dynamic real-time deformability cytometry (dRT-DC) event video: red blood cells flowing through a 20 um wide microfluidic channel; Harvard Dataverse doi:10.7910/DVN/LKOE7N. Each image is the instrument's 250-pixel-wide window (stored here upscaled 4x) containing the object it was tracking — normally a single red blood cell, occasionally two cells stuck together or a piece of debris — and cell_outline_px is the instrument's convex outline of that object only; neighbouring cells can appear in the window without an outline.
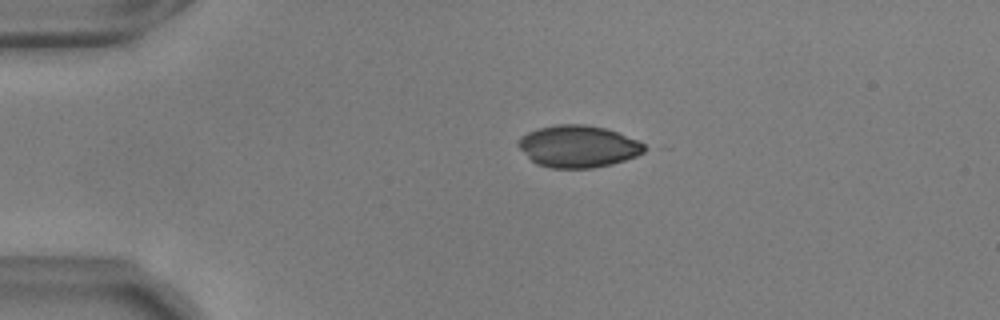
{"species": "common noctule bat (a hibernating species)", "species_latin": "Nyctalus noctula", "temperature_condition": "warm", "stored_images_in_passage": 37, "camera_frame_rate_fps": 3000, "um_per_image_px": 0.085, "animal": {"sex": "male", "body_mass_g": 17.9, "forearm_length_mm": 54.2}, "frame": {"image": 1, "passage_image": 1, "time_ms": 0.0, "image_size_px": [1000, 320], "cell_outline_px": [[644, 152], [636, 156], [612, 164], [592, 168], [548, 168], [536, 164], [516, 144], [528, 132], [536, 128], [556, 124], [584, 124], [604, 128], [616, 132], [636, 140], [644, 144]], "centroid_in_image_um": [49.12, 12.45], "position_along_channel_um": 35.9, "area_um2": 30.58}}
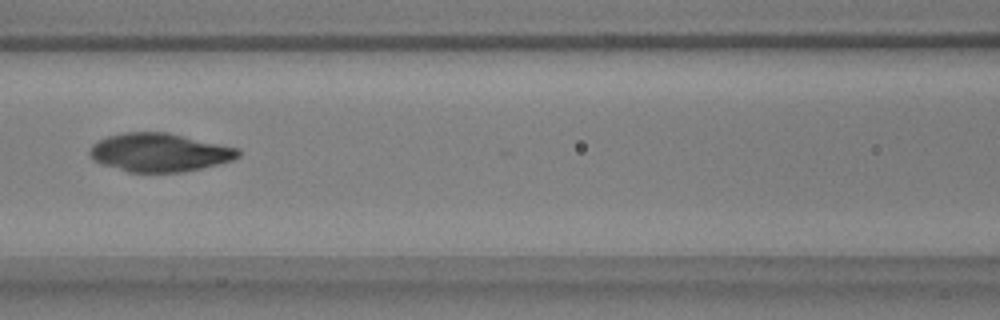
{"frame": {"image": 2, "passage_image": 14, "time_ms": 4.333, "image_size_px": [1000, 320], "cell_outline_px": [[240, 156], [232, 160], [200, 168], [180, 172], [128, 172], [100, 164], [92, 160], [88, 152], [92, 144], [108, 136], [124, 132], [168, 132], [240, 148]], "centroid_in_image_um": [13.53, 12.95], "position_along_channel_um": 153.1, "area_um2": 33.35}}
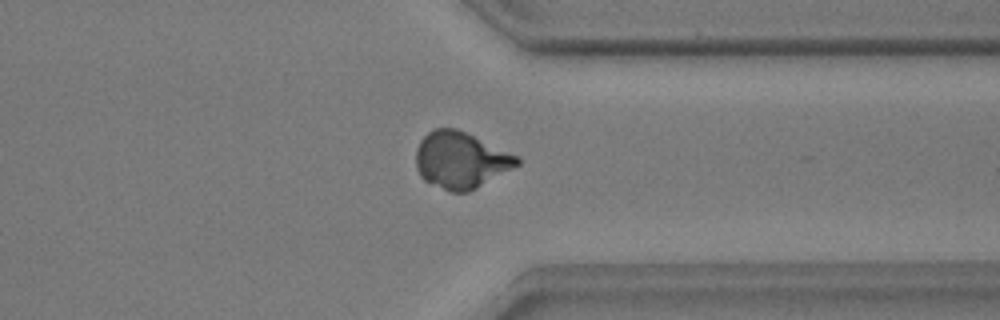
{"frame": {"image": 3, "passage_image": 32, "time_ms": 10.333, "image_size_px": [1000, 320], "cell_outline_px": [[520, 164], [476, 188], [468, 192], [448, 192], [424, 180], [420, 176], [416, 168], [416, 148], [420, 140], [432, 128], [456, 128], [520, 156]], "centroid_in_image_um": [39.15, 13.61], "position_along_channel_um": 372.3, "area_um2": 33.41}}